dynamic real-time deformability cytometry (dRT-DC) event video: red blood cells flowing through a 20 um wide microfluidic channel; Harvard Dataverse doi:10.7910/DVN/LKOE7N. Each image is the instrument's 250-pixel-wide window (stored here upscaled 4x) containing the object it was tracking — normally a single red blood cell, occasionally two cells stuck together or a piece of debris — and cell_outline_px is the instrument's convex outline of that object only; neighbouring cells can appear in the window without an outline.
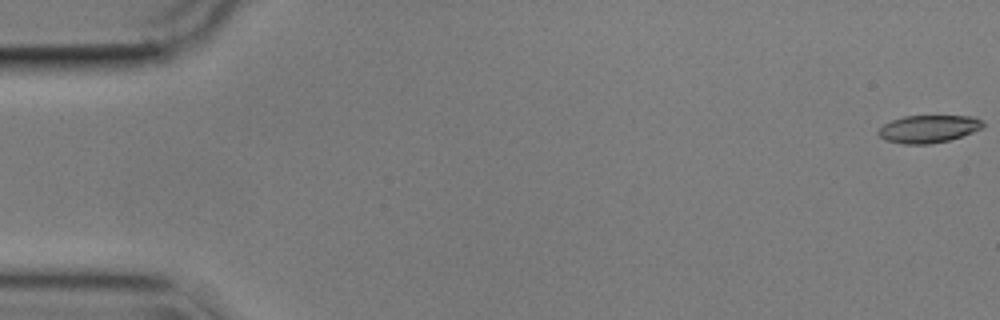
{"species": "common noctule bat (a hibernating species)", "species_latin": "Nyctalus noctula", "temperature_condition": "cold", "stored_images_in_passage": 17, "camera_frame_rate_fps": 3000, "um_per_image_px": 0.085, "animal": {"sex": "male", "body_mass_g": 17.9}, "frame": {"image": 1, "passage_image": 1, "time_ms": 0.0, "image_size_px": [1000, 320], "cell_outline_px": [[984, 128], [948, 140], [932, 144], [904, 144], [884, 140], [876, 132], [884, 124], [892, 120], [904, 116], [972, 116], [984, 120]], "centroid_in_image_um": [78.93, 10.95], "position_along_channel_um": 6.1, "area_um2": 16.88}}
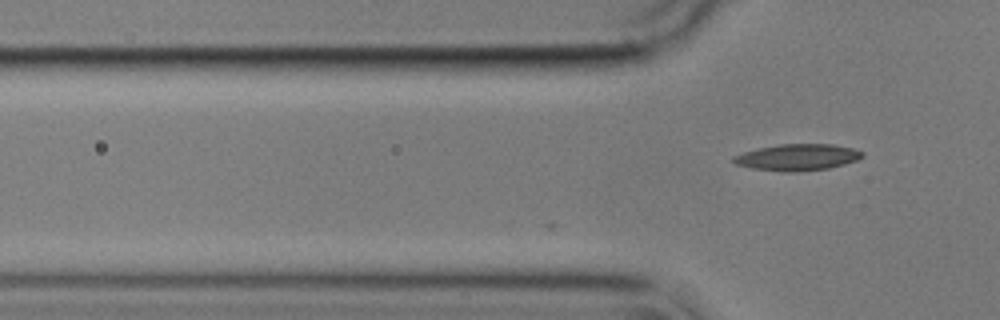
{"frame": {"image": 2, "passage_image": 17, "time_ms": 5.333, "image_size_px": [1000, 320], "cell_outline_px": [[864, 156], [856, 160], [844, 164], [828, 168], [796, 172], [784, 172], [752, 168], [736, 164], [732, 160], [732, 156], [744, 152], [760, 148], [780, 144], [832, 144], [852, 148], [864, 152]], "centroid_in_image_um": [67.79, 13.37], "position_along_channel_um": 58.0, "area_um2": 19.77}}